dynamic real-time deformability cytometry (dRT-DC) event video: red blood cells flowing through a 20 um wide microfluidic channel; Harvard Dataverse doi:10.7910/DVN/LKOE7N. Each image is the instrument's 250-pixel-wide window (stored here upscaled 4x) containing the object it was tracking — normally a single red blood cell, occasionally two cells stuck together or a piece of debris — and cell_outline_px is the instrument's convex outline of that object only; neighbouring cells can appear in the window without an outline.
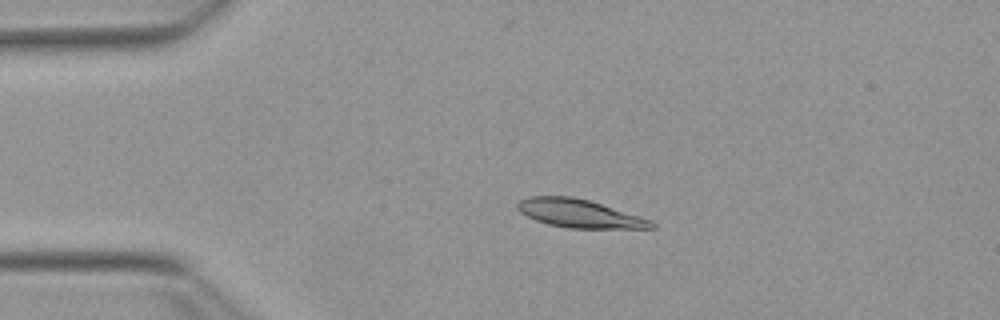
{"species": "Egyptian fruit bat (a non-hibernating species)", "species_latin": "Rousettus aegyptiacus", "temperature_condition": "warm", "stored_images_in_passage": 45, "camera_frame_rate_fps": 3000, "um_per_image_px": 0.085, "animal": {"sex": "female"}, "frame": {"image": 1, "passage_image": 3, "time_ms": 0.667, "image_size_px": [1000, 320], "cell_outline_px": [[656, 228], [568, 228], [548, 224], [536, 220], [520, 212], [516, 208], [516, 204], [520, 200], [528, 196], [572, 196], [588, 200], [652, 220], [656, 224]], "centroid_in_image_um": [49.22, 18.14], "position_along_channel_um": 35.8, "area_um2": 21.91}}
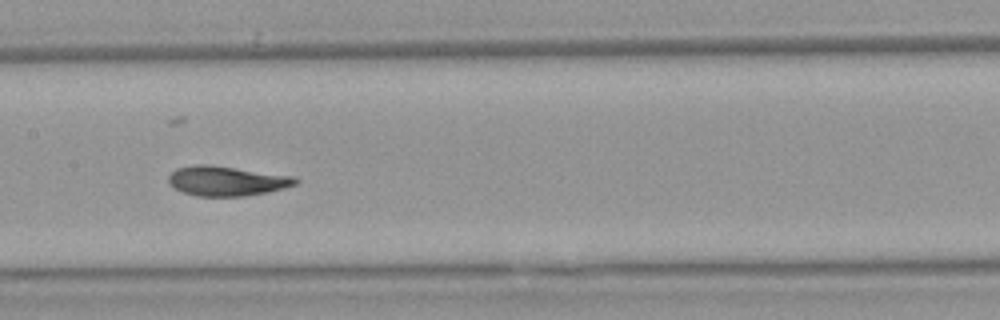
{"frame": {"image": 2, "passage_image": 18, "time_ms": 5.667, "image_size_px": [1000, 320], "cell_outline_px": [[300, 180], [296, 184], [284, 188], [268, 192], [244, 196], [196, 196], [184, 192], [168, 184], [168, 176], [176, 168], [192, 164], [208, 164], [296, 176]], "centroid_in_image_um": [19.28, 15.37], "position_along_channel_um": 188.1, "area_um2": 22.2}}
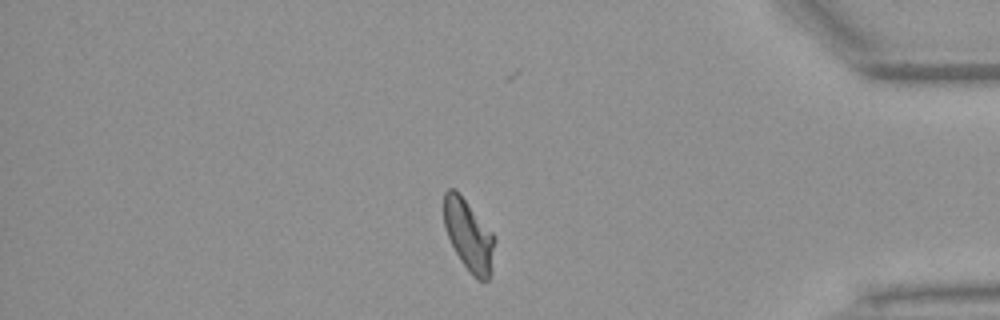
{"frame": {"image": 3, "passage_image": 37, "time_ms": 12.0, "image_size_px": [1000, 320], "cell_outline_px": [[496, 236], [492, 272], [488, 280], [476, 280], [472, 276], [460, 260], [444, 228], [444, 192], [448, 188], [456, 188]], "centroid_in_image_um": [39.86, 20.0], "position_along_channel_um": 395.3, "area_um2": 21.44}, "authors_computed_cell_mechanics": {"area_um2": 21.6172, "velocity_mm_per_s": 3.8019, "shape_relaxation_time_tau1_ms": 4.2562, "shape_relaxation_time_tau2_ms": 1.4937, "deformation_change_tau1": 0.1848, "deformation_change_tau2": 0.0468}}